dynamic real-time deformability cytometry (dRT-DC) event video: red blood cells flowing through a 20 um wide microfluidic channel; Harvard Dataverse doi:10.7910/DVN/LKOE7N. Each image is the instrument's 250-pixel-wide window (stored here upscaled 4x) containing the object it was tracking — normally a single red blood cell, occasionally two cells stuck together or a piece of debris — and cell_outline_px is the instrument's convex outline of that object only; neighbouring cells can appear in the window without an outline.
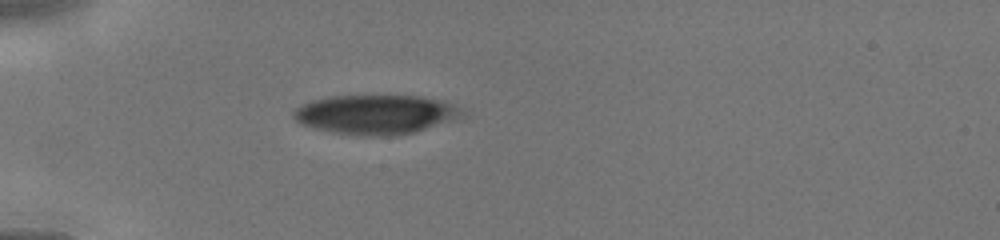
{"species": "human", "species_latin": "Homo sapiens", "temperature_condition": "cold", "stored_images_in_passage": 1, "camera_frame_rate_fps": 3000, "um_per_image_px": 0.085, "donor": {"sex": "male"}, "frame": {"image": 1, "passage_image": 1, "time_ms": 0.0, "image_size_px": [1000, 240], "cell_outline_px": [[464, 116], [460, 120], [416, 132], [396, 136], [364, 136], [332, 132], [312, 128], [300, 124], [292, 116], [292, 112], [300, 104], [312, 100], [328, 96], [420, 96], [444, 100], [460, 108], [464, 112]], "centroid_in_image_um": [31.98, 9.74], "position_along_channel_um": 53.0, "area_um2": 39.48}}